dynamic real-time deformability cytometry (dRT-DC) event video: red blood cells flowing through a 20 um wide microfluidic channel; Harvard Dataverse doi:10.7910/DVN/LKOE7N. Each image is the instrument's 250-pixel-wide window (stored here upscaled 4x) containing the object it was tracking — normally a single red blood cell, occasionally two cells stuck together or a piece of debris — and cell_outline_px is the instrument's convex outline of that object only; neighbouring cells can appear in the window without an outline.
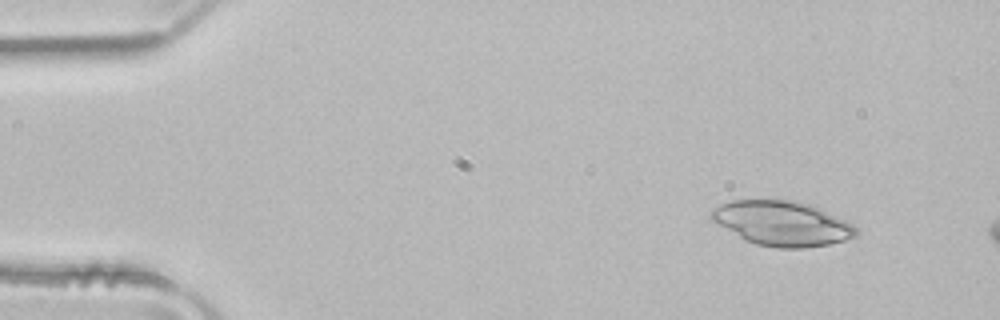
{"species": "common noctule bat (a hibernating species)", "species_latin": "Nyctalus noctula", "temperature_condition": "room temperature", "stored_images_in_passage": 10, "camera_frame_rate_fps": 3000, "um_per_image_px": 0.085, "animal": {"sex": "male", "body_mass_g": 21.5, "forearm_length_mm": 52.0}, "frame": {"image": 1, "passage_image": 4, "time_ms": 1.0, "image_size_px": [1000, 320], "cell_outline_px": [[856, 236], [844, 240], [828, 244], [804, 248], [776, 248], [756, 244], [744, 240], [712, 220], [708, 216], [708, 212], [712, 208], [720, 204], [732, 200], [792, 200], [808, 204], [844, 220], [852, 224], [856, 228]], "centroid_in_image_um": [66.41, 18.99], "position_along_channel_um": 18.6, "area_um2": 37.4}}